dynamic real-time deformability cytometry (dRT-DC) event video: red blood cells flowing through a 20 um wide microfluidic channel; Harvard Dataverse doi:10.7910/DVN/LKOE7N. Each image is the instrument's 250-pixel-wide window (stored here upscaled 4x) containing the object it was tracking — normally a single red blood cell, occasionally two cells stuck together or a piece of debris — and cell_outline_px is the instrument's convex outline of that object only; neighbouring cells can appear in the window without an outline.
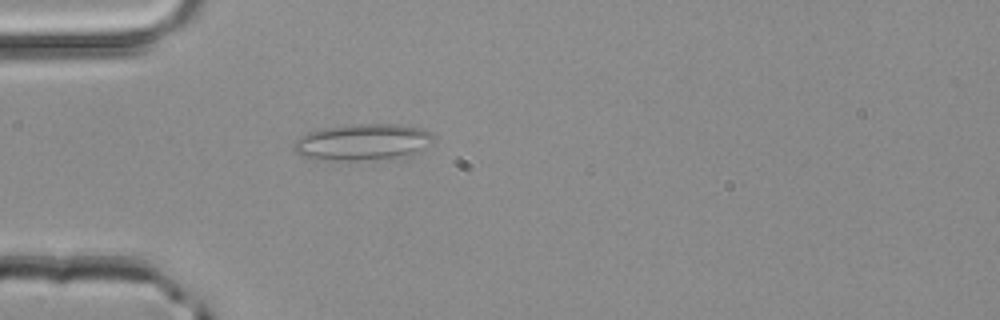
{"species": "common noctule bat (a hibernating species)", "species_latin": "Nyctalus noctula", "temperature_condition": "room temperature", "stored_images_in_passage": 1, "camera_frame_rate_fps": 3000, "um_per_image_px": 0.085, "animal": {"sex": "male", "body_mass_g": 20.4}, "frame": {"image": 1, "passage_image": 1, "time_ms": 0.0, "image_size_px": [1000, 320], "cell_outline_px": [[436, 140], [432, 144], [412, 152], [396, 156], [352, 160], [336, 160], [300, 156], [292, 148], [292, 144], [300, 136], [308, 132], [324, 128], [352, 124], [400, 124], [420, 128], [432, 132]], "centroid_in_image_um": [30.8, 12.04], "position_along_channel_um": 54.2, "area_um2": 29.13}}